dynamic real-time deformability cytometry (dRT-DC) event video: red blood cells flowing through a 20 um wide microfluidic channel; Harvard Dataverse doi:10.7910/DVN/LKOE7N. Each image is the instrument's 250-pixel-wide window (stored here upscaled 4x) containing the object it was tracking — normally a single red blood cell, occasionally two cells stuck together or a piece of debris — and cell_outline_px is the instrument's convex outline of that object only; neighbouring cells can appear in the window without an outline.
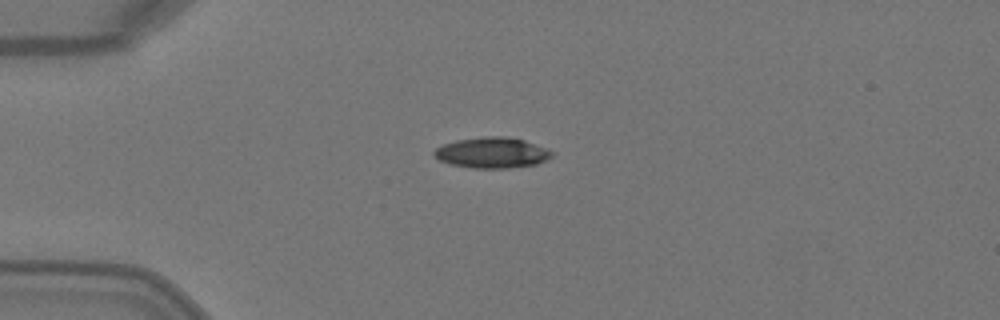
{"species": "Egyptian fruit bat (a non-hibernating species)", "species_latin": "Rousettus aegyptiacus", "temperature_condition": "warm", "stored_images_in_passage": 5, "camera_frame_rate_fps": 3000, "um_per_image_px": 0.085, "animal": {"sex": "female"}, "frame": {"image": 1, "passage_image": 5, "time_ms": 1.333, "image_size_px": [1000, 320], "cell_outline_px": [[552, 156], [548, 160], [536, 164], [508, 168], [472, 168], [452, 164], [440, 160], [432, 152], [436, 148], [444, 144], [456, 140], [484, 136], [508, 136], [524, 140], [544, 148], [552, 152]], "centroid_in_image_um": [41.82, 12.97], "position_along_channel_um": 43.2, "area_um2": 20.92}}